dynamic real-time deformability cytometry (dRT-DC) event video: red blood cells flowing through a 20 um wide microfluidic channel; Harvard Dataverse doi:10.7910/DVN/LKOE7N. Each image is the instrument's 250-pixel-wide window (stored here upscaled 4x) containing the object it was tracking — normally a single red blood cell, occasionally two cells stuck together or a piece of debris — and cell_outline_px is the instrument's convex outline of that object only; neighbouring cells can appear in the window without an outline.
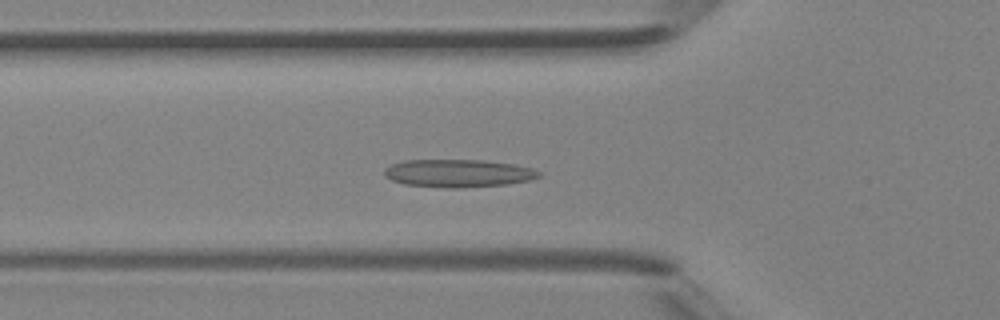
{"species": "Egyptian fruit bat (a non-hibernating species)", "species_latin": "Rousettus aegyptiacus", "temperature_condition": "room temperature", "stored_images_in_passage": 46, "segment_of_instrument_passage": [1, 2], "camera_frame_rate_fps": 3000, "um_per_image_px": 0.085, "animal": {"sex": "female"}, "frame": {"image": 1, "passage_image": 15, "time_ms": 4.667, "image_size_px": [1000, 320], "cell_outline_px": [[544, 176], [532, 180], [508, 184], [460, 188], [452, 188], [404, 184], [392, 180], [384, 176], [384, 168], [392, 164], [404, 160], [484, 160], [512, 164], [532, 168], [544, 172]], "centroid_in_image_um": [39.01, 14.73], "position_along_channel_um": 86.8, "area_um2": 25.32}}
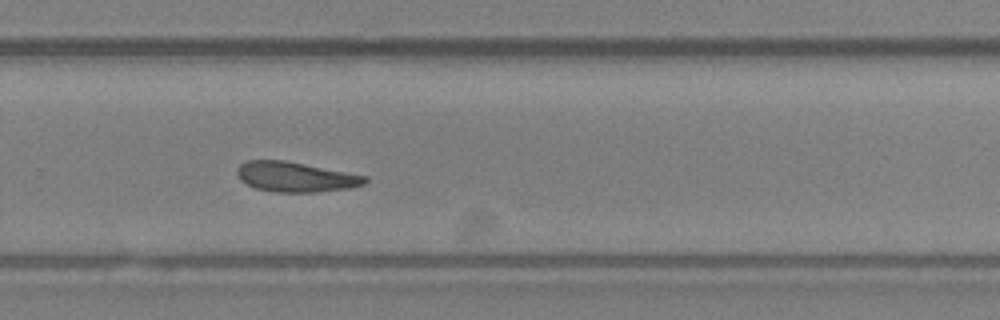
{"frame": {"image": 2, "passage_image": 30, "time_ms": 9.667, "image_size_px": [1000, 320], "cell_outline_px": [[368, 180], [364, 184], [348, 188], [316, 192], [276, 192], [256, 188], [240, 180], [236, 172], [236, 168], [240, 164], [248, 160], [284, 160], [368, 176]], "centroid_in_image_um": [25.11, 15.03], "position_along_channel_um": 304.7, "area_um2": 22.25}}
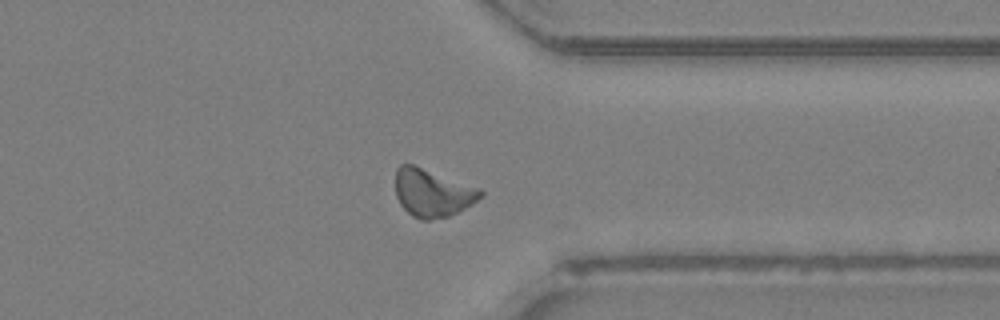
{"frame": {"image": 3, "passage_image": 35, "time_ms": 11.333, "image_size_px": [1000, 320], "cell_outline_px": [[484, 196], [472, 204], [448, 216], [428, 220], [424, 220], [412, 216], [400, 204], [396, 196], [396, 168], [400, 164], [412, 164], [480, 188], [484, 192]], "centroid_in_image_um": [36.76, 16.39], "position_along_channel_um": 374.6, "area_um2": 23.52}}